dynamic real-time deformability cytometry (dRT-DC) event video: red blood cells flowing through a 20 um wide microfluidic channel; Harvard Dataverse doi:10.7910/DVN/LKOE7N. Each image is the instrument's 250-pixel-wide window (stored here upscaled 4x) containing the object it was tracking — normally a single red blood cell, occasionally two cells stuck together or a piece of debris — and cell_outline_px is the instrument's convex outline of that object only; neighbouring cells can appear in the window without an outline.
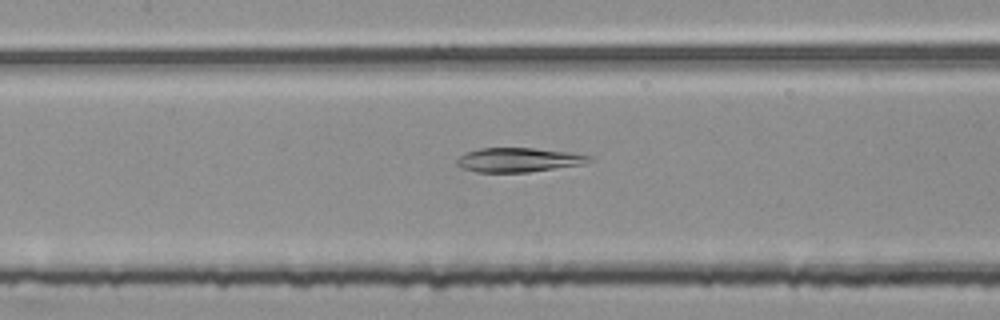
{"species": "common noctule bat (a hibernating species)", "species_latin": "Nyctalus noctula", "temperature_condition": "room temperature", "stored_images_in_passage": 55, "segment_of_instrument_passage": [1, 2], "camera_frame_rate_fps": 3000, "um_per_image_px": 0.085, "animal": {"sex": "female", "body_mass_g": 25.1}, "frame": {"image": 1, "passage_image": 25, "time_ms": 8.0, "image_size_px": [1000, 320], "cell_outline_px": [[592, 160], [584, 164], [528, 172], [476, 172], [464, 168], [456, 164], [456, 160], [464, 152], [480, 148], [532, 148], [572, 152], [592, 156]], "centroid_in_image_um": [44.08, 13.58], "position_along_channel_um": 163.3, "area_um2": 18.73}}
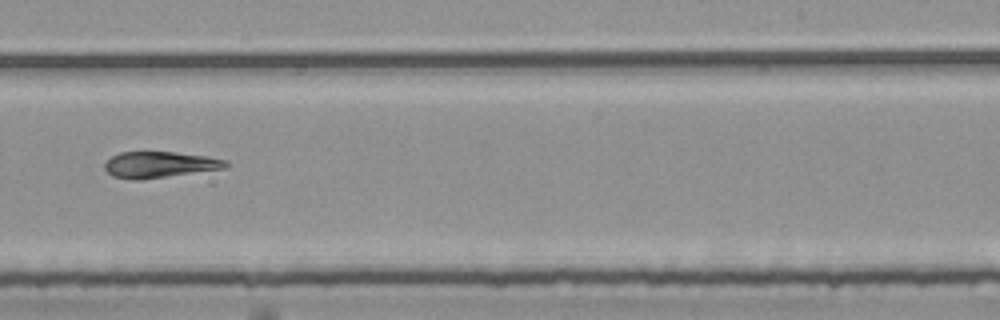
{"frame": {"image": 2, "passage_image": 34, "time_ms": 11.0, "image_size_px": [1000, 320], "cell_outline_px": [[228, 168], [140, 180], [132, 180], [112, 176], [104, 168], [104, 164], [112, 156], [120, 152], [176, 152], [208, 156], [228, 160]], "centroid_in_image_um": [13.6, 14.0], "position_along_channel_um": 275.4, "area_um2": 18.61}}
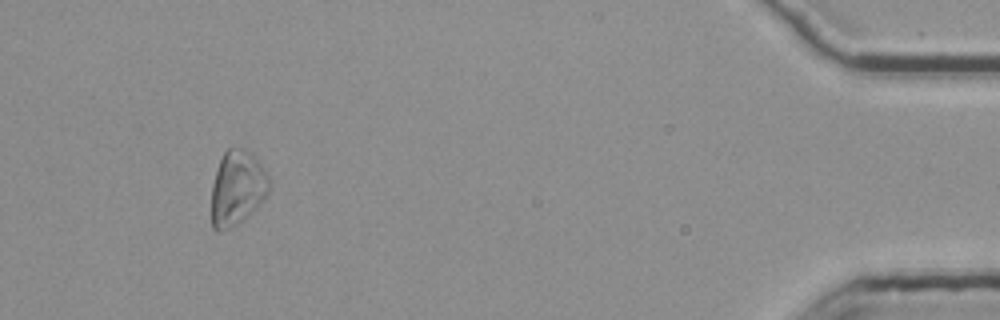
{"frame": {"image": 3, "passage_image": 51, "time_ms": 16.667, "image_size_px": [1000, 320], "cell_outline_px": [[268, 192], [256, 208], [244, 220], [220, 232], [216, 232], [212, 228], [212, 184], [220, 160], [224, 152], [228, 148], [244, 148], [260, 164], [268, 176]], "centroid_in_image_um": [20.13, 16.01], "position_along_channel_um": 415.1, "area_um2": 24.68}}